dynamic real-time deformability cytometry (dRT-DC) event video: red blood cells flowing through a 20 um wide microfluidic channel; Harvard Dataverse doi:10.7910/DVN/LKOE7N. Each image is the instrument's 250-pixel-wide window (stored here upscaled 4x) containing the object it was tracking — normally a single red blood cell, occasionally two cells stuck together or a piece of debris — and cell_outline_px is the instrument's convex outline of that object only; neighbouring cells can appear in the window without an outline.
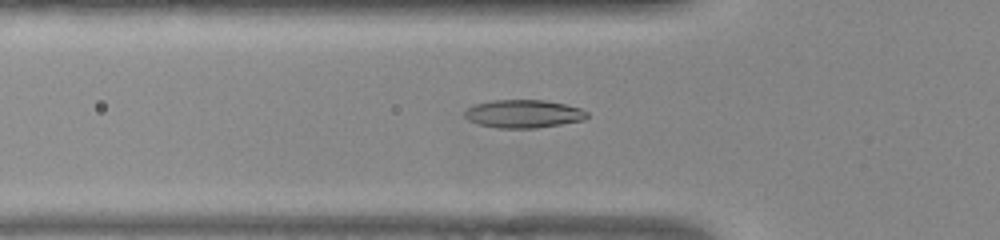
{"species": "common noctule bat (a hibernating species)", "species_latin": "Nyctalus noctula", "temperature_condition": "warm", "stored_images_in_passage": 41, "camera_frame_rate_fps": 3000, "um_per_image_px": 0.085, "animal": {"sex": "female", "body_mass_g": 22.0, "forearm_length_mm": 56.7}, "frame": {"image": 1, "passage_image": 6, "time_ms": 1.667, "image_size_px": [1000, 240], "cell_outline_px": [[588, 116], [584, 120], [536, 128], [500, 128], [480, 124], [468, 120], [464, 116], [464, 112], [468, 108], [476, 104], [492, 100], [544, 100], [564, 104], [580, 108], [588, 112]], "centroid_in_image_um": [44.5, 9.67], "position_along_channel_um": 81.3, "area_um2": 19.88}}
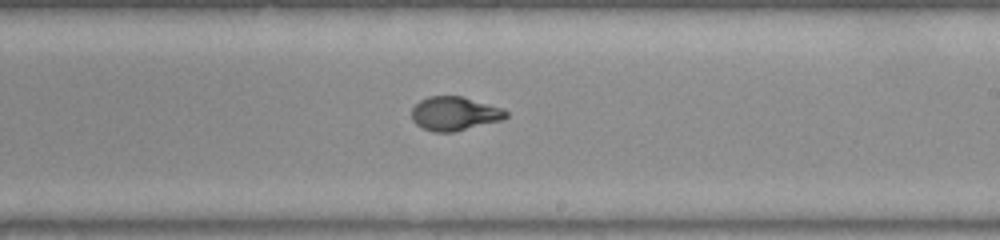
{"frame": {"image": 2, "passage_image": 19, "time_ms": 6.0, "image_size_px": [1000, 240], "cell_outline_px": [[508, 116], [504, 120], [452, 132], [432, 132], [416, 124], [412, 120], [412, 108], [420, 100], [428, 96], [460, 96], [504, 108], [508, 112]], "centroid_in_image_um": [38.66, 9.66], "position_along_channel_um": 250.3, "area_um2": 18.67}}
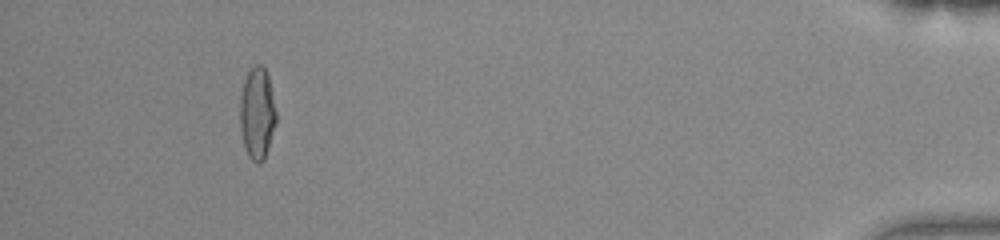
{"frame": {"image": 3, "passage_image": 37, "time_ms": 12.0, "image_size_px": [1000, 240], "cell_outline_px": [[276, 120], [268, 148], [264, 160], [260, 164], [256, 164], [248, 156], [244, 148], [240, 128], [240, 96], [244, 80], [248, 72], [256, 64], [260, 64], [264, 68], [268, 76], [276, 112]], "centroid_in_image_um": [21.84, 9.67], "position_along_channel_um": 413.4, "area_um2": 19.31}, "authors_computed_cell_mechanics": {"area_um2": 19.0162, "velocity_mm_per_s": 3.8932, "shape_relaxation_time_tau1_ms": 6.8177, "shape_relaxation_time_tau2_ms": null, "deformation_change_tau1": 0.2588, "deformation_change_tau2": null}}